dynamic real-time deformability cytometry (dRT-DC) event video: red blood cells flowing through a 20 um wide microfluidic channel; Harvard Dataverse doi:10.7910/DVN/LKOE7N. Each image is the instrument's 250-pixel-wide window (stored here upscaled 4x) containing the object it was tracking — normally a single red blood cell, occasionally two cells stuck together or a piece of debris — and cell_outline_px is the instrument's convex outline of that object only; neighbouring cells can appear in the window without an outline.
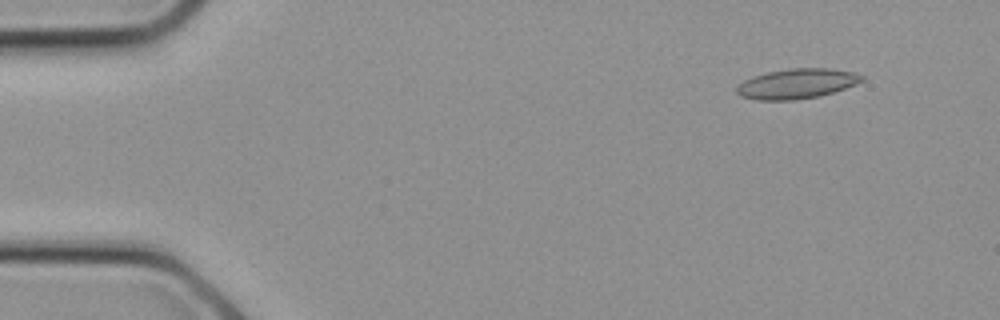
{"species": "common noctule bat (a hibernating species)", "species_latin": "Nyctalus noctula", "temperature_condition": "cold", "stored_images_in_passage": 6, "camera_frame_rate_fps": 3000, "um_per_image_px": 0.085, "animal": {"sex": "female", "body_mass_g": 21.9}, "frame": {"image": 1, "passage_image": 1, "time_ms": 0.0, "image_size_px": [1000, 320], "cell_outline_px": [[864, 80], [856, 84], [820, 96], [796, 100], [756, 100], [740, 96], [736, 92], [736, 88], [744, 80], [752, 76], [768, 72], [788, 68], [828, 68], [852, 72], [864, 76]], "centroid_in_image_um": [67.71, 7.11], "position_along_channel_um": 17.3, "area_um2": 21.85}}